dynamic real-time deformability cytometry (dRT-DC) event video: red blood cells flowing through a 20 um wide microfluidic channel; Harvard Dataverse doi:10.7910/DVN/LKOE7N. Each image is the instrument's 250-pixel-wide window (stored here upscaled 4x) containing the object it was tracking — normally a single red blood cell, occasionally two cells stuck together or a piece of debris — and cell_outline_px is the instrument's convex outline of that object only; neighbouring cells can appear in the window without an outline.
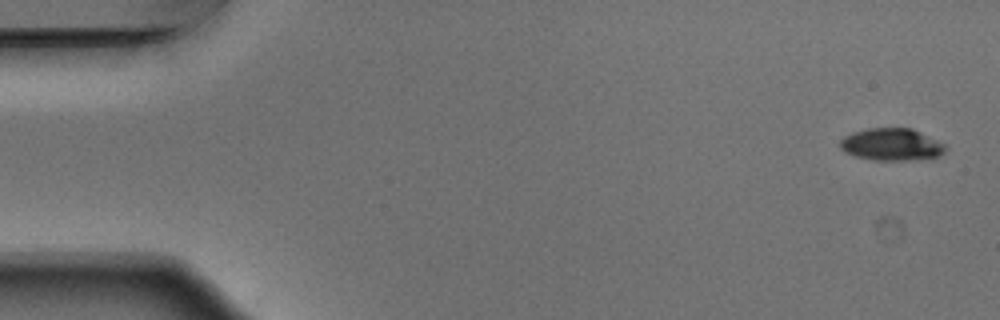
{"species": "Egyptian fruit bat (a non-hibernating species)", "species_latin": "Rousettus aegyptiacus", "temperature_condition": "warm", "stored_images_in_passage": 2, "segment_of_instrument_passage": [2, 2], "camera_frame_rate_fps": 3000, "um_per_image_px": 0.085, "animal": {"sex": "male"}, "frame": {"image": 1, "passage_image": 2, "time_ms": 0.333, "image_size_px": [1000, 320], "cell_outline_px": [[948, 144], [944, 152], [936, 156], [904, 160], [876, 160], [856, 156], [844, 152], [840, 148], [840, 140], [844, 136], [852, 132], [868, 128], [912, 128]], "centroid_in_image_um": [75.78, 12.26], "position_along_channel_um": 9.2, "area_um2": 19.77}}